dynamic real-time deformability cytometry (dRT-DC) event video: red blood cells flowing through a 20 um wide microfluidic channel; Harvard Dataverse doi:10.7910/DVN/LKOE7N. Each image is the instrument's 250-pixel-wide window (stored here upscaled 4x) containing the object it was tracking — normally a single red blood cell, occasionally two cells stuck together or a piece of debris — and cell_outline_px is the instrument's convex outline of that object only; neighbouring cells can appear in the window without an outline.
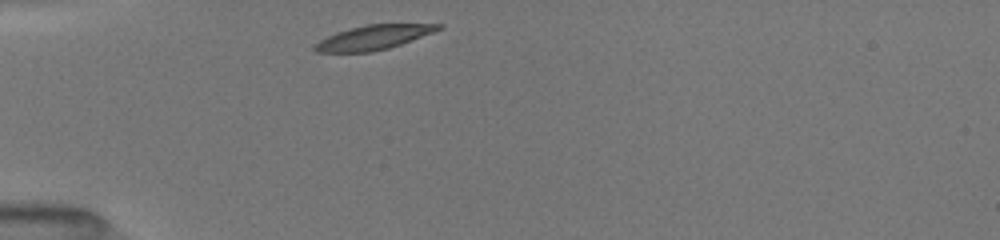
{"species": "common noctule bat (a hibernating species)", "species_latin": "Nyctalus noctula", "temperature_condition": "room temperature", "stored_images_in_passage": 37, "camera_frame_rate_fps": 3000, "um_per_image_px": 0.085, "animal": {"sex": "female", "body_mass_g": 19.5, "forearm_length_mm": 54.1}, "frame": {"image": 1, "passage_image": 1, "time_ms": 0.0, "image_size_px": [1000, 240], "cell_outline_px": [[444, 28], [400, 44], [388, 48], [372, 52], [316, 52], [312, 48], [320, 40], [336, 32], [348, 28], [368, 24], [444, 24]], "centroid_in_image_um": [31.74, 3.17], "position_along_channel_um": 53.3, "area_um2": 17.46}}
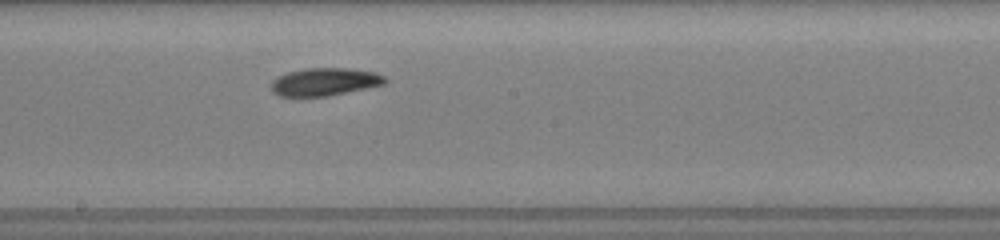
{"frame": {"image": 2, "passage_image": 15, "time_ms": 4.667, "image_size_px": [1000, 240], "cell_outline_px": [[388, 80], [384, 84], [328, 96], [276, 96], [272, 92], [272, 80], [288, 72], [304, 68], [344, 68], [376, 72], [384, 76]], "centroid_in_image_um": [27.59, 6.95], "position_along_channel_um": 220.6, "area_um2": 18.32}}
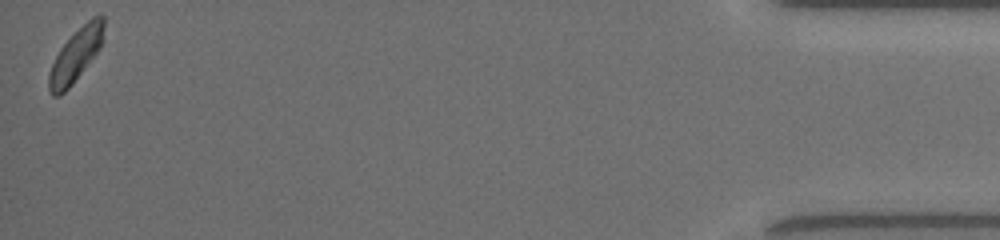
{"frame": {"image": 3, "passage_image": 37, "time_ms": 12.0, "image_size_px": [1000, 240], "cell_outline_px": [[104, 40], [100, 48], [72, 84], [60, 96], [52, 96], [48, 88], [48, 72], [60, 48], [92, 16], [100, 12], [104, 16]], "centroid_in_image_um": [6.46, 4.67], "position_along_channel_um": 428.7, "area_um2": 16.82}, "authors_computed_cell_mechanics": {"area_um2": 17.9758, "velocity_mm_per_s": 3.9482, "shape_relaxation_time_tau1_ms": 3.0698, "shape_relaxation_time_tau2_ms": 6.7532, "deformation_change_tau1": 0.1041, "deformation_change_tau2": 0.1194}}